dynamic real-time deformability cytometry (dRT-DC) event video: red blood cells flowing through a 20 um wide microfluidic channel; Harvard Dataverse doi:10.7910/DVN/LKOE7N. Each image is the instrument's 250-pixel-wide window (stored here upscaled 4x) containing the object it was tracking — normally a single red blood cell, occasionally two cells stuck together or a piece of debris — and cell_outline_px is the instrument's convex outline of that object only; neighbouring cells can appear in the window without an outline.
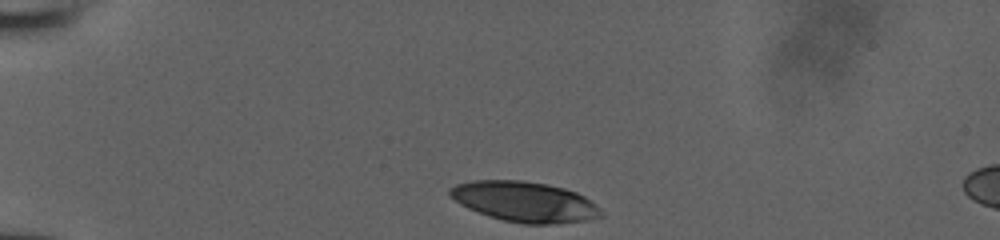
{"species": "human", "species_latin": "Homo sapiens", "temperature_condition": "room temperature", "stored_images_in_passage": 6, "camera_frame_rate_fps": 3000, "um_per_image_px": 0.085, "donor": {"sex": "male"}, "frame": {"image": 1, "passage_image": 1, "time_ms": 0.0, "image_size_px": [1000, 240], "cell_outline_px": [[604, 216], [588, 220], [552, 224], [524, 224], [504, 220], [488, 216], [468, 208], [460, 204], [448, 192], [448, 188], [456, 184], [472, 180], [520, 180], [548, 184], [564, 188], [576, 192], [584, 196], [596, 204], [600, 208]], "centroid_in_image_um": [44.61, 17.14], "position_along_channel_um": 40.4, "area_um2": 35.6}}